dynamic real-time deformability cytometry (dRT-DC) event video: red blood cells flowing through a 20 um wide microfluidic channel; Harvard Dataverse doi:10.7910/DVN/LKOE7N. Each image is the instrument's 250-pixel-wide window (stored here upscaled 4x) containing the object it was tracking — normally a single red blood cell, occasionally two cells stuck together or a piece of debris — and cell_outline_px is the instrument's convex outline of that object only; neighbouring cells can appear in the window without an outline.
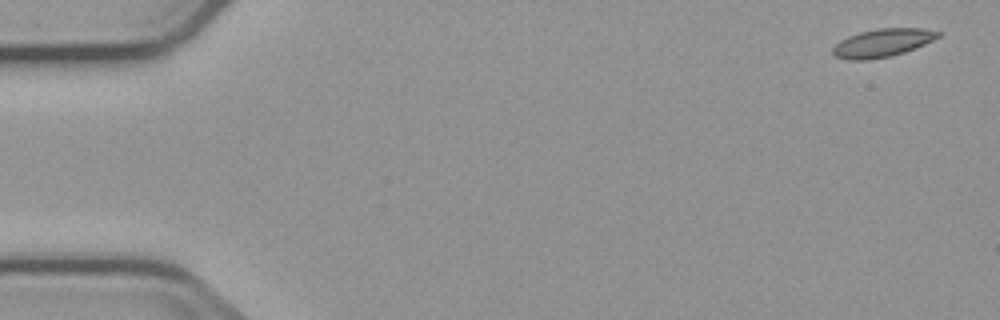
{"species": "common noctule bat (a hibernating species)", "species_latin": "Nyctalus noctula", "temperature_condition": "cold", "stored_images_in_passage": 4, "camera_frame_rate_fps": 3000, "um_per_image_px": 0.085, "animal": {"sex": "male", "body_mass_g": 23.1, "forearm_length_mm": 52.7}, "frame": {"image": 1, "passage_image": 1, "time_ms": 0.0, "image_size_px": [1000, 320], "cell_outline_px": [[944, 32], [940, 36], [916, 48], [892, 56], [868, 60], [848, 60], [832, 56], [832, 48], [840, 40], [848, 36], [860, 32], [876, 28], [924, 28]], "centroid_in_image_um": [75.0, 3.64], "position_along_channel_um": 10.0, "area_um2": 17.51}}